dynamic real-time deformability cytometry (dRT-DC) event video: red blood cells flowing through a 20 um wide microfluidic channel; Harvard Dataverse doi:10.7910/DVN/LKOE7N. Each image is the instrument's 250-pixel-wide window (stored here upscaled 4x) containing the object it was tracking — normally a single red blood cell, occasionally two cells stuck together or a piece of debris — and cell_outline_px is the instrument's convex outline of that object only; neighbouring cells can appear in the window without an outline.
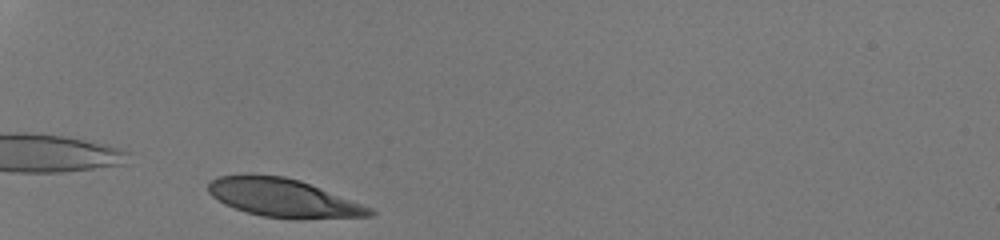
{"species": "human", "species_latin": "Homo sapiens", "temperature_condition": "room temperature", "stored_images_in_passage": 29, "camera_frame_rate_fps": 3000, "um_per_image_px": 0.085, "donor": {"sex": "male"}, "frame": {"image": 1, "passage_image": 2, "time_ms": 0.333, "image_size_px": [1000, 240], "cell_outline_px": [[376, 212], [372, 216], [292, 220], [264, 216], [248, 212], [224, 204], [212, 196], [208, 192], [208, 184], [212, 180], [220, 176], [248, 172], [284, 176], [300, 180], [372, 208]], "centroid_in_image_um": [24.05, 16.81], "position_along_channel_um": 60.9, "area_um2": 36.47}}
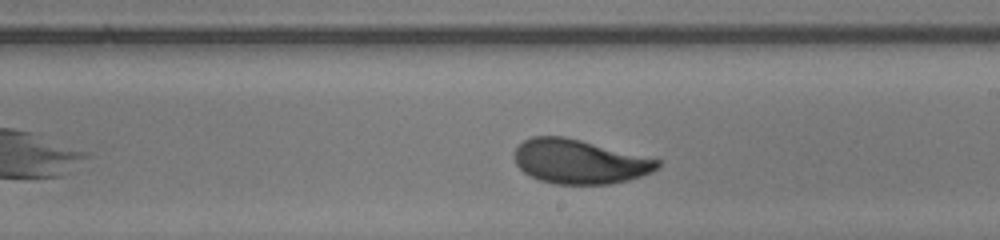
{"frame": {"image": 2, "passage_image": 17, "time_ms": 5.333, "image_size_px": [1000, 240], "cell_outline_px": [[660, 164], [652, 172], [628, 180], [608, 184], [556, 184], [540, 180], [524, 172], [516, 164], [516, 148], [524, 140], [532, 136], [564, 136], [660, 160]], "centroid_in_image_um": [49.24, 13.74], "position_along_channel_um": 239.8, "area_um2": 36.36}}
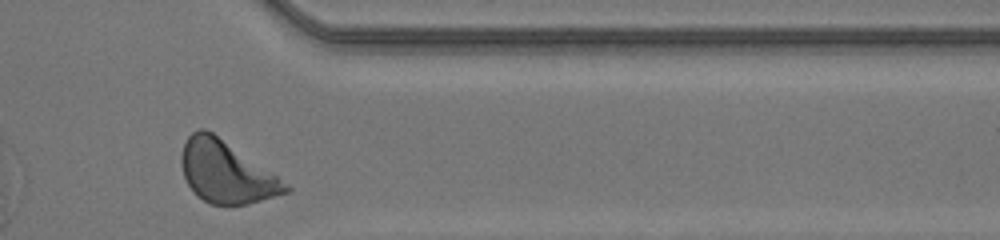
{"frame": {"image": 3, "passage_image": 28, "time_ms": 9.0, "image_size_px": [1000, 240], "cell_outline_px": [[292, 188], [288, 192], [248, 204], [212, 204], [204, 200], [192, 192], [184, 176], [180, 160], [180, 156], [184, 144], [188, 136], [192, 132], [200, 128], [204, 128], [212, 132], [276, 176]], "centroid_in_image_um": [19.17, 14.63], "position_along_channel_um": 392.2, "area_um2": 36.7}, "authors_computed_cell_mechanics": {"area_um2": 36.703, "velocity_mm_per_s": 4.1859, "shape_relaxation_time_tau1_ms": 2.6, "shape_relaxation_time_tau2_ms": null, "deformation_change_tau1": 0.1565, "deformation_change_tau2": null}}